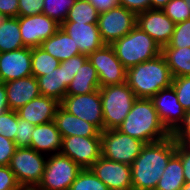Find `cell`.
<instances>
[{"mask_svg": "<svg viewBox=\"0 0 190 190\" xmlns=\"http://www.w3.org/2000/svg\"><path fill=\"white\" fill-rule=\"evenodd\" d=\"M10 110L8 100H7V93L6 88L3 82H0V115L3 112Z\"/></svg>", "mask_w": 190, "mask_h": 190, "instance_id": "obj_47", "label": "cell"}, {"mask_svg": "<svg viewBox=\"0 0 190 190\" xmlns=\"http://www.w3.org/2000/svg\"><path fill=\"white\" fill-rule=\"evenodd\" d=\"M21 190H38L37 188H23Z\"/></svg>", "mask_w": 190, "mask_h": 190, "instance_id": "obj_50", "label": "cell"}, {"mask_svg": "<svg viewBox=\"0 0 190 190\" xmlns=\"http://www.w3.org/2000/svg\"><path fill=\"white\" fill-rule=\"evenodd\" d=\"M9 166H0V190H21Z\"/></svg>", "mask_w": 190, "mask_h": 190, "instance_id": "obj_40", "label": "cell"}, {"mask_svg": "<svg viewBox=\"0 0 190 190\" xmlns=\"http://www.w3.org/2000/svg\"><path fill=\"white\" fill-rule=\"evenodd\" d=\"M176 142L190 144V109L186 111L183 121L171 133Z\"/></svg>", "mask_w": 190, "mask_h": 190, "instance_id": "obj_38", "label": "cell"}, {"mask_svg": "<svg viewBox=\"0 0 190 190\" xmlns=\"http://www.w3.org/2000/svg\"><path fill=\"white\" fill-rule=\"evenodd\" d=\"M60 106L68 113L91 123L100 132L104 131V119L100 91L84 95H66Z\"/></svg>", "mask_w": 190, "mask_h": 190, "instance_id": "obj_10", "label": "cell"}, {"mask_svg": "<svg viewBox=\"0 0 190 190\" xmlns=\"http://www.w3.org/2000/svg\"><path fill=\"white\" fill-rule=\"evenodd\" d=\"M82 168L61 153L47 156L45 170L38 190H69Z\"/></svg>", "mask_w": 190, "mask_h": 190, "instance_id": "obj_7", "label": "cell"}, {"mask_svg": "<svg viewBox=\"0 0 190 190\" xmlns=\"http://www.w3.org/2000/svg\"><path fill=\"white\" fill-rule=\"evenodd\" d=\"M181 190H190V182L185 183Z\"/></svg>", "mask_w": 190, "mask_h": 190, "instance_id": "obj_49", "label": "cell"}, {"mask_svg": "<svg viewBox=\"0 0 190 190\" xmlns=\"http://www.w3.org/2000/svg\"><path fill=\"white\" fill-rule=\"evenodd\" d=\"M69 190H109L108 187L91 171L82 169L72 182Z\"/></svg>", "mask_w": 190, "mask_h": 190, "instance_id": "obj_32", "label": "cell"}, {"mask_svg": "<svg viewBox=\"0 0 190 190\" xmlns=\"http://www.w3.org/2000/svg\"><path fill=\"white\" fill-rule=\"evenodd\" d=\"M60 102L51 97L40 95L17 110L21 119L34 126L45 124L54 120Z\"/></svg>", "mask_w": 190, "mask_h": 190, "instance_id": "obj_19", "label": "cell"}, {"mask_svg": "<svg viewBox=\"0 0 190 190\" xmlns=\"http://www.w3.org/2000/svg\"><path fill=\"white\" fill-rule=\"evenodd\" d=\"M75 1L76 0H44L42 13L61 25L67 18L68 12Z\"/></svg>", "mask_w": 190, "mask_h": 190, "instance_id": "obj_31", "label": "cell"}, {"mask_svg": "<svg viewBox=\"0 0 190 190\" xmlns=\"http://www.w3.org/2000/svg\"><path fill=\"white\" fill-rule=\"evenodd\" d=\"M87 59L88 55L79 54L65 61L60 62V64L66 69H68V71L70 72V83L74 79V76L78 72L79 68Z\"/></svg>", "mask_w": 190, "mask_h": 190, "instance_id": "obj_43", "label": "cell"}, {"mask_svg": "<svg viewBox=\"0 0 190 190\" xmlns=\"http://www.w3.org/2000/svg\"><path fill=\"white\" fill-rule=\"evenodd\" d=\"M53 121L62 138L68 136L100 137V131L94 125L68 113L61 106L57 108Z\"/></svg>", "mask_w": 190, "mask_h": 190, "instance_id": "obj_22", "label": "cell"}, {"mask_svg": "<svg viewBox=\"0 0 190 190\" xmlns=\"http://www.w3.org/2000/svg\"><path fill=\"white\" fill-rule=\"evenodd\" d=\"M102 102L104 130L117 129L137 99L127 82L99 89Z\"/></svg>", "mask_w": 190, "mask_h": 190, "instance_id": "obj_5", "label": "cell"}, {"mask_svg": "<svg viewBox=\"0 0 190 190\" xmlns=\"http://www.w3.org/2000/svg\"><path fill=\"white\" fill-rule=\"evenodd\" d=\"M19 0H0V14L2 17H18Z\"/></svg>", "mask_w": 190, "mask_h": 190, "instance_id": "obj_45", "label": "cell"}, {"mask_svg": "<svg viewBox=\"0 0 190 190\" xmlns=\"http://www.w3.org/2000/svg\"><path fill=\"white\" fill-rule=\"evenodd\" d=\"M18 127V114L15 110H8L0 115V134L7 139L14 140Z\"/></svg>", "mask_w": 190, "mask_h": 190, "instance_id": "obj_36", "label": "cell"}, {"mask_svg": "<svg viewBox=\"0 0 190 190\" xmlns=\"http://www.w3.org/2000/svg\"><path fill=\"white\" fill-rule=\"evenodd\" d=\"M99 13L108 11L119 5L118 0H88Z\"/></svg>", "mask_w": 190, "mask_h": 190, "instance_id": "obj_46", "label": "cell"}, {"mask_svg": "<svg viewBox=\"0 0 190 190\" xmlns=\"http://www.w3.org/2000/svg\"><path fill=\"white\" fill-rule=\"evenodd\" d=\"M101 150V137L68 136L62 138L60 153L86 169L102 156Z\"/></svg>", "mask_w": 190, "mask_h": 190, "instance_id": "obj_12", "label": "cell"}, {"mask_svg": "<svg viewBox=\"0 0 190 190\" xmlns=\"http://www.w3.org/2000/svg\"><path fill=\"white\" fill-rule=\"evenodd\" d=\"M162 11L175 23L190 19V9L185 0H170Z\"/></svg>", "mask_w": 190, "mask_h": 190, "instance_id": "obj_34", "label": "cell"}, {"mask_svg": "<svg viewBox=\"0 0 190 190\" xmlns=\"http://www.w3.org/2000/svg\"><path fill=\"white\" fill-rule=\"evenodd\" d=\"M36 79L41 95L61 102L66 96L68 86L70 85V72L60 64L54 71L44 76L36 77Z\"/></svg>", "mask_w": 190, "mask_h": 190, "instance_id": "obj_23", "label": "cell"}, {"mask_svg": "<svg viewBox=\"0 0 190 190\" xmlns=\"http://www.w3.org/2000/svg\"><path fill=\"white\" fill-rule=\"evenodd\" d=\"M60 61L47 53L40 46L31 48L32 76L40 77L58 68Z\"/></svg>", "mask_w": 190, "mask_h": 190, "instance_id": "obj_29", "label": "cell"}, {"mask_svg": "<svg viewBox=\"0 0 190 190\" xmlns=\"http://www.w3.org/2000/svg\"><path fill=\"white\" fill-rule=\"evenodd\" d=\"M151 100L162 124L172 133L183 121L186 114L182 105L179 104L173 86L160 90Z\"/></svg>", "mask_w": 190, "mask_h": 190, "instance_id": "obj_16", "label": "cell"}, {"mask_svg": "<svg viewBox=\"0 0 190 190\" xmlns=\"http://www.w3.org/2000/svg\"><path fill=\"white\" fill-rule=\"evenodd\" d=\"M30 148L47 156L60 153L62 136L54 121L34 126Z\"/></svg>", "mask_w": 190, "mask_h": 190, "instance_id": "obj_21", "label": "cell"}, {"mask_svg": "<svg viewBox=\"0 0 190 190\" xmlns=\"http://www.w3.org/2000/svg\"><path fill=\"white\" fill-rule=\"evenodd\" d=\"M185 183L182 161L175 153L164 169L155 190H181Z\"/></svg>", "mask_w": 190, "mask_h": 190, "instance_id": "obj_28", "label": "cell"}, {"mask_svg": "<svg viewBox=\"0 0 190 190\" xmlns=\"http://www.w3.org/2000/svg\"><path fill=\"white\" fill-rule=\"evenodd\" d=\"M161 54L173 78L190 76V47L162 48Z\"/></svg>", "mask_w": 190, "mask_h": 190, "instance_id": "obj_27", "label": "cell"}, {"mask_svg": "<svg viewBox=\"0 0 190 190\" xmlns=\"http://www.w3.org/2000/svg\"><path fill=\"white\" fill-rule=\"evenodd\" d=\"M19 27L24 45L32 48L41 46V43L54 35L61 25L42 13L19 16Z\"/></svg>", "mask_w": 190, "mask_h": 190, "instance_id": "obj_13", "label": "cell"}, {"mask_svg": "<svg viewBox=\"0 0 190 190\" xmlns=\"http://www.w3.org/2000/svg\"><path fill=\"white\" fill-rule=\"evenodd\" d=\"M136 24L137 14L120 5L99 13L97 22L101 39L108 45L128 34Z\"/></svg>", "mask_w": 190, "mask_h": 190, "instance_id": "obj_9", "label": "cell"}, {"mask_svg": "<svg viewBox=\"0 0 190 190\" xmlns=\"http://www.w3.org/2000/svg\"><path fill=\"white\" fill-rule=\"evenodd\" d=\"M190 47V19L175 24L174 32L169 43L162 48Z\"/></svg>", "mask_w": 190, "mask_h": 190, "instance_id": "obj_33", "label": "cell"}, {"mask_svg": "<svg viewBox=\"0 0 190 190\" xmlns=\"http://www.w3.org/2000/svg\"><path fill=\"white\" fill-rule=\"evenodd\" d=\"M61 28L73 39L81 54L89 55L105 45L97 24L63 22Z\"/></svg>", "mask_w": 190, "mask_h": 190, "instance_id": "obj_18", "label": "cell"}, {"mask_svg": "<svg viewBox=\"0 0 190 190\" xmlns=\"http://www.w3.org/2000/svg\"><path fill=\"white\" fill-rule=\"evenodd\" d=\"M118 3L136 14L151 9V0H118Z\"/></svg>", "mask_w": 190, "mask_h": 190, "instance_id": "obj_44", "label": "cell"}, {"mask_svg": "<svg viewBox=\"0 0 190 190\" xmlns=\"http://www.w3.org/2000/svg\"><path fill=\"white\" fill-rule=\"evenodd\" d=\"M117 130L145 144L171 136L162 124L152 100L144 98L135 100L132 109Z\"/></svg>", "mask_w": 190, "mask_h": 190, "instance_id": "obj_2", "label": "cell"}, {"mask_svg": "<svg viewBox=\"0 0 190 190\" xmlns=\"http://www.w3.org/2000/svg\"><path fill=\"white\" fill-rule=\"evenodd\" d=\"M176 154L181 158L185 182H190V144L176 142Z\"/></svg>", "mask_w": 190, "mask_h": 190, "instance_id": "obj_42", "label": "cell"}, {"mask_svg": "<svg viewBox=\"0 0 190 190\" xmlns=\"http://www.w3.org/2000/svg\"><path fill=\"white\" fill-rule=\"evenodd\" d=\"M16 148L13 140L7 139L0 134V166H9Z\"/></svg>", "mask_w": 190, "mask_h": 190, "instance_id": "obj_41", "label": "cell"}, {"mask_svg": "<svg viewBox=\"0 0 190 190\" xmlns=\"http://www.w3.org/2000/svg\"><path fill=\"white\" fill-rule=\"evenodd\" d=\"M170 0H151V9H162Z\"/></svg>", "mask_w": 190, "mask_h": 190, "instance_id": "obj_48", "label": "cell"}, {"mask_svg": "<svg viewBox=\"0 0 190 190\" xmlns=\"http://www.w3.org/2000/svg\"><path fill=\"white\" fill-rule=\"evenodd\" d=\"M26 47L22 41L18 17L0 19V53Z\"/></svg>", "mask_w": 190, "mask_h": 190, "instance_id": "obj_26", "label": "cell"}, {"mask_svg": "<svg viewBox=\"0 0 190 190\" xmlns=\"http://www.w3.org/2000/svg\"><path fill=\"white\" fill-rule=\"evenodd\" d=\"M99 12L88 0H76L64 22L97 24Z\"/></svg>", "mask_w": 190, "mask_h": 190, "instance_id": "obj_30", "label": "cell"}, {"mask_svg": "<svg viewBox=\"0 0 190 190\" xmlns=\"http://www.w3.org/2000/svg\"><path fill=\"white\" fill-rule=\"evenodd\" d=\"M99 89L98 74L95 67L87 59L75 74L74 79L68 86L66 95H84Z\"/></svg>", "mask_w": 190, "mask_h": 190, "instance_id": "obj_25", "label": "cell"}, {"mask_svg": "<svg viewBox=\"0 0 190 190\" xmlns=\"http://www.w3.org/2000/svg\"><path fill=\"white\" fill-rule=\"evenodd\" d=\"M4 85L10 110L17 111L20 107L41 95L35 76L7 81Z\"/></svg>", "mask_w": 190, "mask_h": 190, "instance_id": "obj_20", "label": "cell"}, {"mask_svg": "<svg viewBox=\"0 0 190 190\" xmlns=\"http://www.w3.org/2000/svg\"><path fill=\"white\" fill-rule=\"evenodd\" d=\"M102 157L131 165L145 143L117 129L100 132Z\"/></svg>", "mask_w": 190, "mask_h": 190, "instance_id": "obj_8", "label": "cell"}, {"mask_svg": "<svg viewBox=\"0 0 190 190\" xmlns=\"http://www.w3.org/2000/svg\"><path fill=\"white\" fill-rule=\"evenodd\" d=\"M172 86L175 90L179 104L187 111L190 109V76L173 78Z\"/></svg>", "mask_w": 190, "mask_h": 190, "instance_id": "obj_35", "label": "cell"}, {"mask_svg": "<svg viewBox=\"0 0 190 190\" xmlns=\"http://www.w3.org/2000/svg\"><path fill=\"white\" fill-rule=\"evenodd\" d=\"M111 46L126 69L151 60L162 51L160 45L138 26L114 41Z\"/></svg>", "mask_w": 190, "mask_h": 190, "instance_id": "obj_4", "label": "cell"}, {"mask_svg": "<svg viewBox=\"0 0 190 190\" xmlns=\"http://www.w3.org/2000/svg\"><path fill=\"white\" fill-rule=\"evenodd\" d=\"M185 2L188 4V8L190 9V0H185Z\"/></svg>", "mask_w": 190, "mask_h": 190, "instance_id": "obj_51", "label": "cell"}, {"mask_svg": "<svg viewBox=\"0 0 190 190\" xmlns=\"http://www.w3.org/2000/svg\"><path fill=\"white\" fill-rule=\"evenodd\" d=\"M173 77L162 54L127 69V84L137 98L151 99L172 85Z\"/></svg>", "mask_w": 190, "mask_h": 190, "instance_id": "obj_3", "label": "cell"}, {"mask_svg": "<svg viewBox=\"0 0 190 190\" xmlns=\"http://www.w3.org/2000/svg\"><path fill=\"white\" fill-rule=\"evenodd\" d=\"M176 153V141L169 136L145 144L131 164L133 190H155L170 158Z\"/></svg>", "mask_w": 190, "mask_h": 190, "instance_id": "obj_1", "label": "cell"}, {"mask_svg": "<svg viewBox=\"0 0 190 190\" xmlns=\"http://www.w3.org/2000/svg\"><path fill=\"white\" fill-rule=\"evenodd\" d=\"M44 0H19L18 16L42 14Z\"/></svg>", "mask_w": 190, "mask_h": 190, "instance_id": "obj_39", "label": "cell"}, {"mask_svg": "<svg viewBox=\"0 0 190 190\" xmlns=\"http://www.w3.org/2000/svg\"><path fill=\"white\" fill-rule=\"evenodd\" d=\"M33 130V124L18 116V127L13 140L17 148H30Z\"/></svg>", "mask_w": 190, "mask_h": 190, "instance_id": "obj_37", "label": "cell"}, {"mask_svg": "<svg viewBox=\"0 0 190 190\" xmlns=\"http://www.w3.org/2000/svg\"><path fill=\"white\" fill-rule=\"evenodd\" d=\"M88 60L95 67L100 87L122 84L127 80V69L117 58L111 45L105 44L88 55Z\"/></svg>", "mask_w": 190, "mask_h": 190, "instance_id": "obj_11", "label": "cell"}, {"mask_svg": "<svg viewBox=\"0 0 190 190\" xmlns=\"http://www.w3.org/2000/svg\"><path fill=\"white\" fill-rule=\"evenodd\" d=\"M47 155L32 148H16L9 163L17 182L23 188H37L42 180Z\"/></svg>", "mask_w": 190, "mask_h": 190, "instance_id": "obj_6", "label": "cell"}, {"mask_svg": "<svg viewBox=\"0 0 190 190\" xmlns=\"http://www.w3.org/2000/svg\"><path fill=\"white\" fill-rule=\"evenodd\" d=\"M136 26L146 32L162 48L169 43L174 32L175 23L162 9H148L137 14Z\"/></svg>", "mask_w": 190, "mask_h": 190, "instance_id": "obj_15", "label": "cell"}, {"mask_svg": "<svg viewBox=\"0 0 190 190\" xmlns=\"http://www.w3.org/2000/svg\"><path fill=\"white\" fill-rule=\"evenodd\" d=\"M32 76L31 47L0 53V82Z\"/></svg>", "mask_w": 190, "mask_h": 190, "instance_id": "obj_17", "label": "cell"}, {"mask_svg": "<svg viewBox=\"0 0 190 190\" xmlns=\"http://www.w3.org/2000/svg\"><path fill=\"white\" fill-rule=\"evenodd\" d=\"M90 169L109 190H133L131 165L101 156Z\"/></svg>", "mask_w": 190, "mask_h": 190, "instance_id": "obj_14", "label": "cell"}, {"mask_svg": "<svg viewBox=\"0 0 190 190\" xmlns=\"http://www.w3.org/2000/svg\"><path fill=\"white\" fill-rule=\"evenodd\" d=\"M40 47L60 62L81 54L73 39L61 27L54 35L43 41Z\"/></svg>", "mask_w": 190, "mask_h": 190, "instance_id": "obj_24", "label": "cell"}]
</instances>
